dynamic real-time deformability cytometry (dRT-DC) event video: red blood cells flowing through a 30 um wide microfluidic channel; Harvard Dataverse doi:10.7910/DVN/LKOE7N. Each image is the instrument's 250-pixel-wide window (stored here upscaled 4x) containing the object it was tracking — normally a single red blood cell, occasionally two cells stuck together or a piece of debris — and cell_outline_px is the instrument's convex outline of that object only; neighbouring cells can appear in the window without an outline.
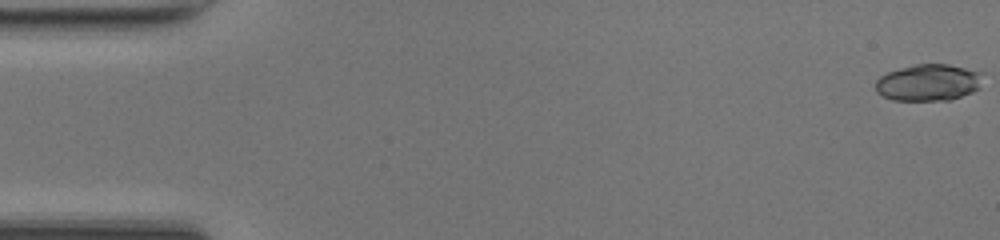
{"species": "common noctule bat (a hibernating species)", "species_latin": "Nyctalus noctula", "temperature_condition": "room temperature", "stored_images_in_passage": 45, "camera_frame_rate_fps": 3000, "um_per_image_px": 0.085, "animal": {"sex": "female", "body_mass_g": 17.0, "forearm_length_mm": 48.0}, "frame": {"image": 1, "passage_image": 1, "time_ms": 0.0, "image_size_px": [1000, 240], "cell_outline_px": [[984, 72], [980, 88], [972, 92], [952, 100], [892, 100], [876, 92], [876, 80], [880, 76], [888, 72], [900, 68], [916, 64], [948, 64]], "centroid_in_image_um": [78.95, 7.01], "position_along_channel_um": 6.0, "area_um2": 23.12}}
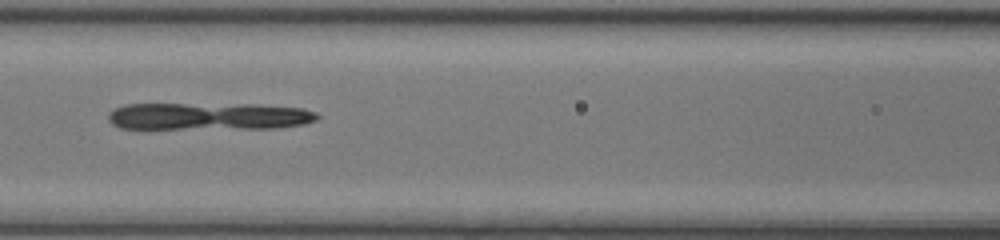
{"frame": {"image": 2, "passage_image": 22, "time_ms": 7.0, "image_size_px": [1000, 240], "cell_outline_px": [[320, 116], [316, 120], [304, 124], [276, 128], [120, 128], [112, 124], [108, 120], [108, 112], [124, 104], [256, 104], [304, 108], [316, 112]], "centroid_in_image_um": [17.76, 9.87], "position_along_channel_um": 148.8, "area_um2": 33.29}}
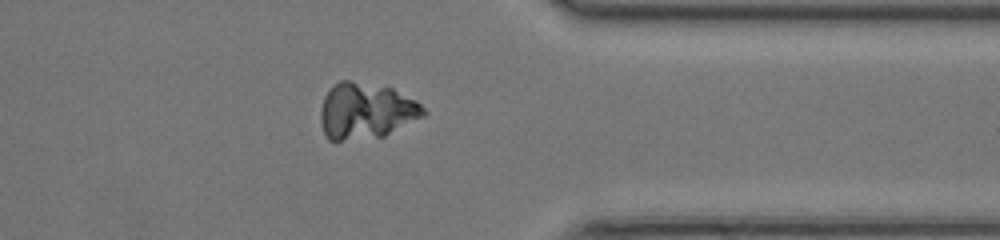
{"frame": {"image": 3, "passage_image": 39, "time_ms": 12.667, "image_size_px": [1000, 240], "cell_outline_px": [[428, 112], [424, 116], [384, 136], [340, 140], [328, 140], [324, 132], [320, 120], [320, 112], [324, 96], [332, 84], [340, 80], [348, 80], [392, 88], [416, 100]], "centroid_in_image_um": [31.1, 9.41], "position_along_channel_um": 380.3, "area_um2": 33.52}}